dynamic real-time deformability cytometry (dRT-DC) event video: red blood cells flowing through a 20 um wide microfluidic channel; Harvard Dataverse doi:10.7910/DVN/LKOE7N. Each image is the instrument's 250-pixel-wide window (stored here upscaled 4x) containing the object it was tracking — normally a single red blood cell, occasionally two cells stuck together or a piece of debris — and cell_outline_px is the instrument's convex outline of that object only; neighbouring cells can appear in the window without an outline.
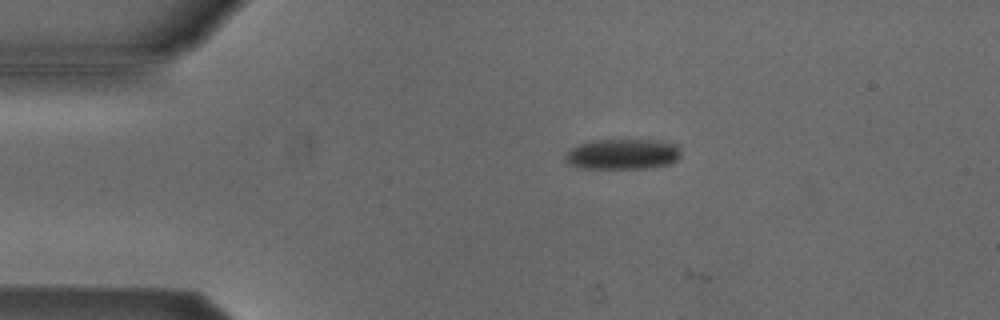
{"species": "Egyptian fruit bat (a non-hibernating species)", "species_latin": "Rousettus aegyptiacus", "temperature_condition": "cold", "stored_images_in_passage": 4, "camera_frame_rate_fps": 3000, "um_per_image_px": 0.085, "animal": {"sex": "male"}, "frame": {"image": 1, "passage_image": 3, "time_ms": 0.667, "image_size_px": [1000, 320], "cell_outline_px": [[680, 156], [676, 160], [668, 164], [648, 168], [576, 168], [568, 164], [564, 160], [564, 156], [576, 144], [592, 140], [656, 140], [676, 144], [680, 148]], "centroid_in_image_um": [52.88, 13.1], "position_along_channel_um": 32.1, "area_um2": 20.69}}